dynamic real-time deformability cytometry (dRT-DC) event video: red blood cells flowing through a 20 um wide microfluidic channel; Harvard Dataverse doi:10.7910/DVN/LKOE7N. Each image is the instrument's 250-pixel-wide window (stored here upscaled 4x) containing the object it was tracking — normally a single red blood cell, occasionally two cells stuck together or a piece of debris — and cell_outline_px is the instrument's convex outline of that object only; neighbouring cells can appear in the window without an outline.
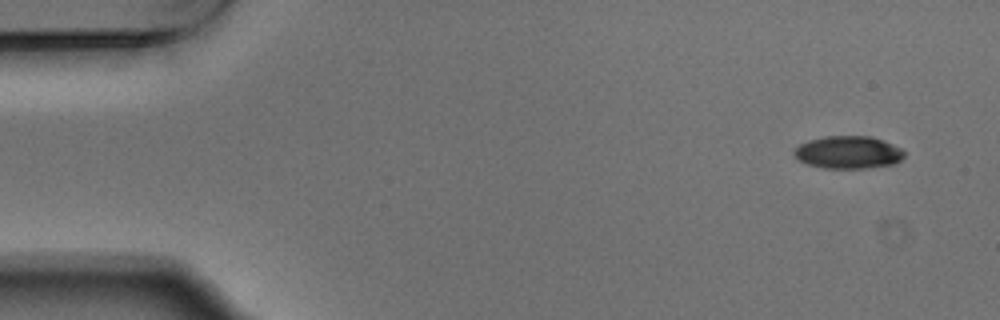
{"species": "Egyptian fruit bat (a non-hibernating species)", "species_latin": "Rousettus aegyptiacus", "temperature_condition": "warm", "stored_images_in_passage": 4, "camera_frame_rate_fps": 3000, "um_per_image_px": 0.085, "animal": {"sex": "male"}, "frame": {"image": 1, "passage_image": 1, "time_ms": 0.0, "image_size_px": [1000, 320], "cell_outline_px": [[904, 156], [896, 164], [864, 168], [824, 168], [808, 164], [800, 160], [792, 152], [800, 144], [808, 140], [824, 136], [872, 136], [892, 144], [900, 148], [904, 152]], "centroid_in_image_um": [72.11, 12.94], "position_along_channel_um": 12.9, "area_um2": 20.87}}
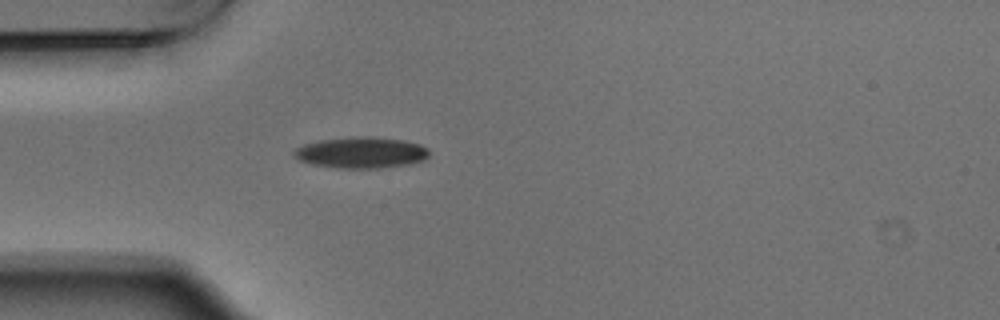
{"frame": {"image": 2, "passage_image": 4, "time_ms": 1.0, "image_size_px": [1000, 320], "cell_outline_px": [[432, 152], [424, 160], [408, 164], [380, 168], [336, 168], [312, 164], [300, 160], [292, 156], [292, 152], [296, 148], [304, 144], [320, 140], [356, 136], [368, 136], [404, 140], [420, 144], [428, 148]], "centroid_in_image_um": [30.71, 12.97], "position_along_channel_um": 54.3, "area_um2": 24.74}}